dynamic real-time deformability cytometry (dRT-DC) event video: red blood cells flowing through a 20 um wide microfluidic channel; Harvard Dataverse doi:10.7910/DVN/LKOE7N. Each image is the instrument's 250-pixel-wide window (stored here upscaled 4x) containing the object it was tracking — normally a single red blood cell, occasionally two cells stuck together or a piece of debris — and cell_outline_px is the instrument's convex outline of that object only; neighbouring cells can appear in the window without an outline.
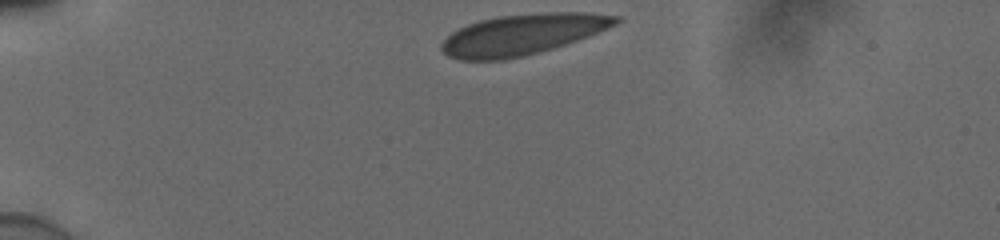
{"species": "human", "species_latin": "Homo sapiens", "temperature_condition": "cold", "stored_images_in_passage": 34, "camera_frame_rate_fps": 3000, "um_per_image_px": 0.085, "donor": {"sex": "male"}, "frame": {"image": 1, "passage_image": 1, "time_ms": 0.0, "image_size_px": [1000, 240], "cell_outline_px": [[620, 20], [616, 24], [588, 36], [552, 48], [504, 60], [460, 60], [448, 56], [440, 48], [440, 44], [452, 32], [468, 24], [480, 20], [500, 16], [544, 12], [584, 12], [620, 16]], "centroid_in_image_um": [44.38, 2.92], "position_along_channel_um": 40.6, "area_um2": 40.86}}
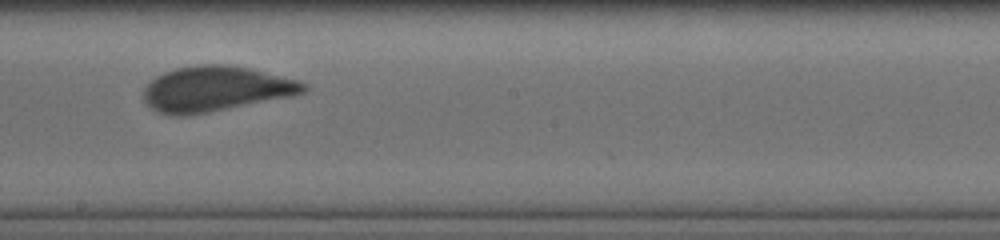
{"frame": {"image": 2, "passage_image": 20, "time_ms": 6.333, "image_size_px": [1000, 240], "cell_outline_px": [[308, 88], [304, 92], [292, 96], [188, 116], [176, 116], [160, 112], [152, 108], [144, 100], [144, 88], [156, 76], [164, 72], [176, 68], [200, 64], [224, 64], [248, 68], [300, 80], [308, 84]], "centroid_in_image_um": [18.35, 7.55], "position_along_channel_um": 229.8, "area_um2": 42.02}}
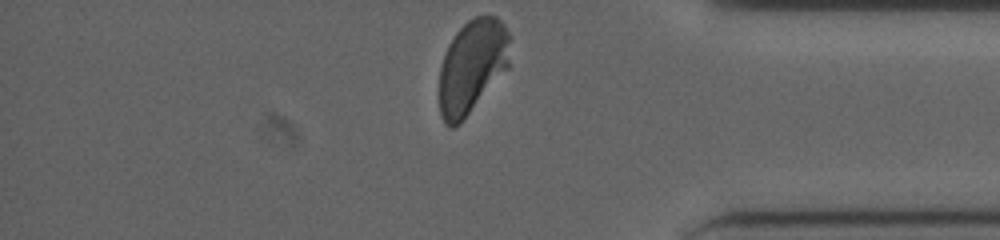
{"frame": {"image": 3, "passage_image": 34, "time_ms": 11.0, "image_size_px": [1000, 240], "cell_outline_px": [[512, 36], [508, 68], [460, 124], [452, 128], [444, 124], [440, 116], [440, 68], [448, 44], [456, 32], [468, 20], [476, 16], [496, 16], [504, 24]], "centroid_in_image_um": [40.15, 5.64], "position_along_channel_um": 395.0, "area_um2": 38.9}, "authors_computed_cell_mechanics": {"area_um2": 41.6449, "velocity_mm_per_s": 3.8428, "shape_relaxation_time_tau1_ms": 7.8577, "shape_relaxation_time_tau2_ms": null, "deformation_change_tau1": 0.1655, "deformation_change_tau2": null}}